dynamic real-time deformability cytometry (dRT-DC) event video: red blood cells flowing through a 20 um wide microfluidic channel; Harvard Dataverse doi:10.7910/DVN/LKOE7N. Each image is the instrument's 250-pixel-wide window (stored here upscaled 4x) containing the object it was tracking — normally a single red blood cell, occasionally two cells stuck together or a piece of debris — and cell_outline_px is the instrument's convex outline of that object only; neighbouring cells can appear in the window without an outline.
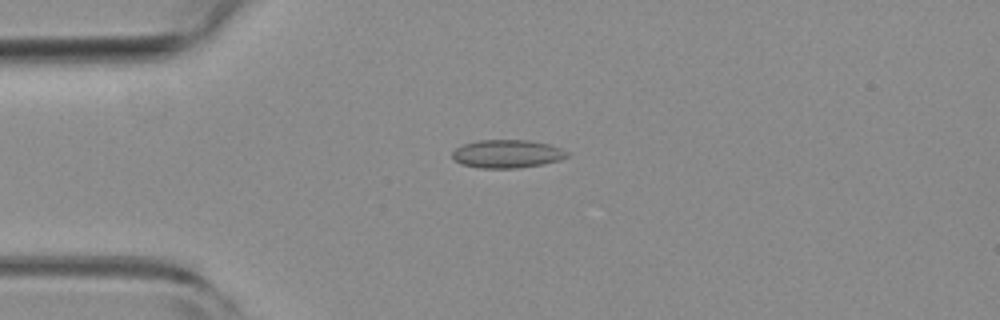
{"species": "common noctule bat (a hibernating species)", "species_latin": "Nyctalus noctula", "temperature_condition": "room temperature", "stored_images_in_passage": 18, "camera_frame_rate_fps": 3000, "um_per_image_px": 0.085, "animal": {"sex": "female", "body_mass_g": 19.3, "forearm_length_mm": 54.1}, "frame": {"image": 1, "passage_image": 9, "time_ms": 2.667, "image_size_px": [1000, 320], "cell_outline_px": [[568, 156], [560, 160], [544, 164], [516, 168], [480, 168], [460, 164], [452, 160], [452, 152], [456, 148], [464, 144], [476, 140], [528, 140], [548, 144], [560, 148], [568, 152]], "centroid_in_image_um": [43.07, 13.08], "position_along_channel_um": 41.9, "area_um2": 18.96}}
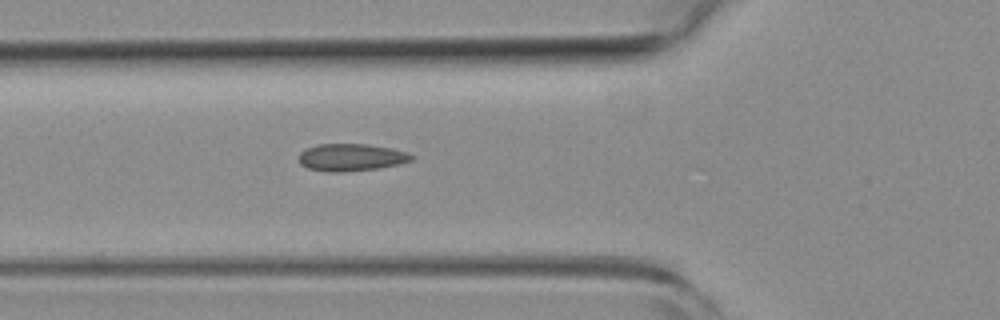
{"frame": {"image": 2, "passage_image": 15, "time_ms": 4.667, "image_size_px": [1000, 320], "cell_outline_px": [[416, 156], [412, 160], [400, 164], [380, 168], [344, 172], [328, 172], [308, 168], [300, 164], [300, 152], [308, 148], [320, 144], [368, 144], [392, 148], [408, 152]], "centroid_in_image_um": [29.91, 13.38], "position_along_channel_um": 95.9, "area_um2": 18.03}}
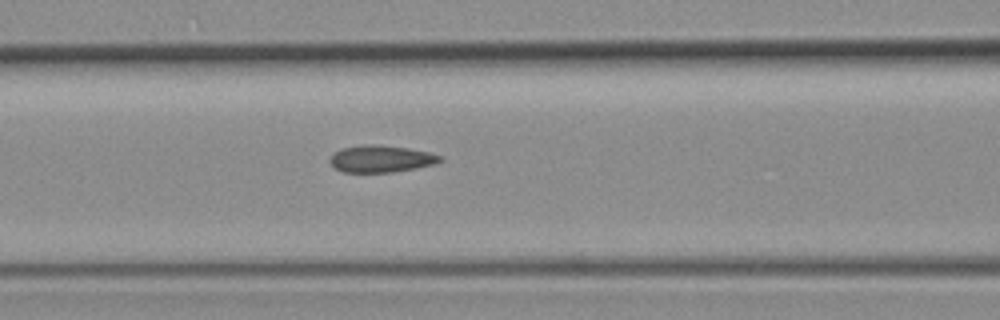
{"frame": {"image": 3, "passage_image": 18, "time_ms": 5.667, "image_size_px": [1000, 320], "cell_outline_px": [[444, 160], [436, 164], [416, 168], [392, 172], [344, 172], [336, 168], [328, 160], [336, 152], [344, 148], [364, 144], [376, 144], [408, 148], [428, 152], [444, 156]], "centroid_in_image_um": [32.46, 13.5], "position_along_channel_um": 134.1, "area_um2": 17.28}}